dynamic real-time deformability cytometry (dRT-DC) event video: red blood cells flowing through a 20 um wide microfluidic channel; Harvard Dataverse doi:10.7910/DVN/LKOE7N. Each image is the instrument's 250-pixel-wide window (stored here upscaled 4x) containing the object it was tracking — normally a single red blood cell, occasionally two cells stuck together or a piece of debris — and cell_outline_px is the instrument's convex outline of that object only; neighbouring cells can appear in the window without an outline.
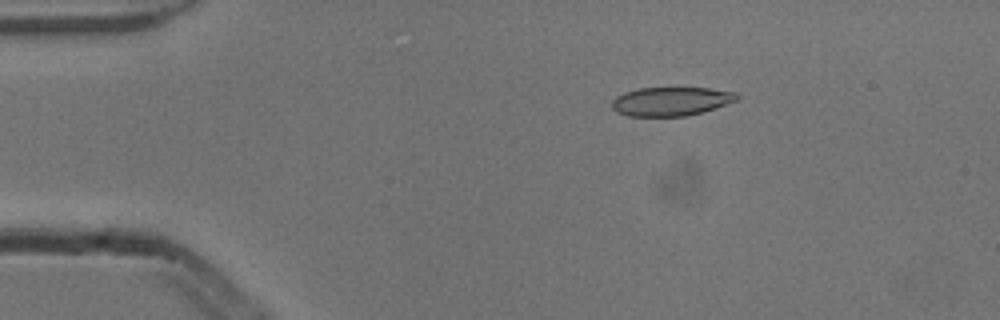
{"species": "common noctule bat (a hibernating species)", "species_latin": "Nyctalus noctula", "temperature_condition": "cold", "stored_images_in_passage": 6, "camera_frame_rate_fps": 3000, "um_per_image_px": 0.085, "animal": {"sex": "male", "body_mass_g": 13.3}, "frame": {"image": 1, "passage_image": 3, "time_ms": 0.667, "image_size_px": [1000, 320], "cell_outline_px": [[740, 100], [688, 116], [628, 116], [616, 112], [612, 108], [612, 100], [616, 96], [624, 92], [640, 88], [708, 88], [736, 92], [740, 96]], "centroid_in_image_um": [57.05, 8.61], "position_along_channel_um": 28.0, "area_um2": 21.1}}
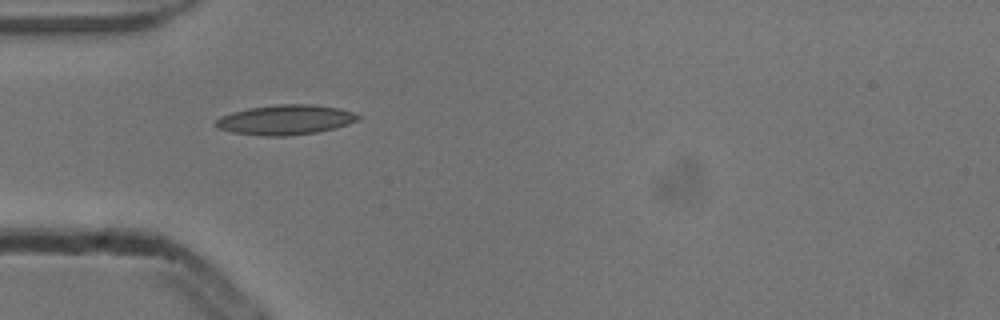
{"frame": {"image": 2, "passage_image": 5, "time_ms": 1.333, "image_size_px": [1000, 320], "cell_outline_px": [[360, 116], [356, 120], [348, 124], [336, 128], [316, 132], [284, 136], [264, 136], [232, 132], [216, 128], [212, 124], [220, 116], [232, 112], [248, 108], [276, 104], [312, 104], [340, 108], [352, 112]], "centroid_in_image_um": [24.21, 10.18], "position_along_channel_um": 60.8, "area_um2": 24.85}}
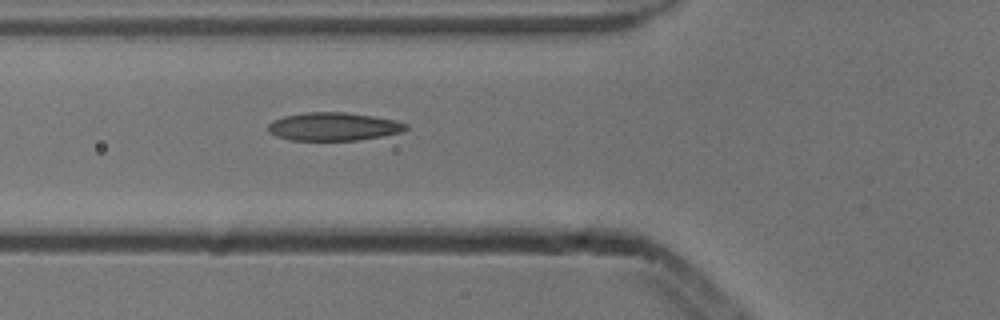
{"frame": {"image": 3, "passage_image": 6, "time_ms": 1.667, "image_size_px": [1000, 320], "cell_outline_px": [[408, 128], [400, 132], [380, 136], [356, 140], [288, 140], [276, 136], [268, 132], [268, 124], [272, 120], [284, 116], [308, 112], [344, 112], [376, 116], [396, 120], [408, 124]], "centroid_in_image_um": [28.33, 10.75], "position_along_channel_um": 97.5, "area_um2": 22.66}}